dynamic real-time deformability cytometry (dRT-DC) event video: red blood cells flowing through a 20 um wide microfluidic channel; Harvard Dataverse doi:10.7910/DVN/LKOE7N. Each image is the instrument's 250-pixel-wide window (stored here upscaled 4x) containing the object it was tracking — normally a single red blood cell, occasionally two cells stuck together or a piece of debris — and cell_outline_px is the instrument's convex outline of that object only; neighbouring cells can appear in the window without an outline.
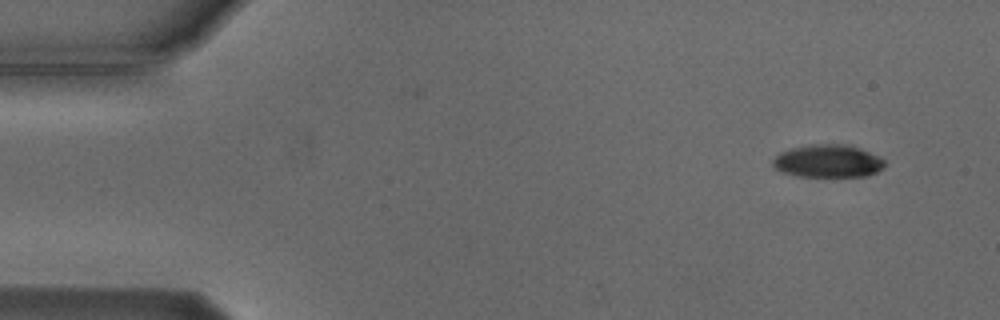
{"species": "Egyptian fruit bat (a non-hibernating species)", "species_latin": "Rousettus aegyptiacus", "temperature_condition": "cold", "stored_images_in_passage": 2, "camera_frame_rate_fps": 3000, "um_per_image_px": 0.085, "animal": {"sex": "male"}, "frame": {"image": 1, "passage_image": 2, "time_ms": 2.333, "image_size_px": [1000, 320], "cell_outline_px": [[884, 168], [868, 176], [796, 176], [780, 172], [772, 168], [772, 160], [780, 152], [792, 148], [812, 144], [848, 144], [860, 148], [880, 156], [884, 160]], "centroid_in_image_um": [70.36, 13.69], "position_along_channel_um": 14.6, "area_um2": 21.62}}